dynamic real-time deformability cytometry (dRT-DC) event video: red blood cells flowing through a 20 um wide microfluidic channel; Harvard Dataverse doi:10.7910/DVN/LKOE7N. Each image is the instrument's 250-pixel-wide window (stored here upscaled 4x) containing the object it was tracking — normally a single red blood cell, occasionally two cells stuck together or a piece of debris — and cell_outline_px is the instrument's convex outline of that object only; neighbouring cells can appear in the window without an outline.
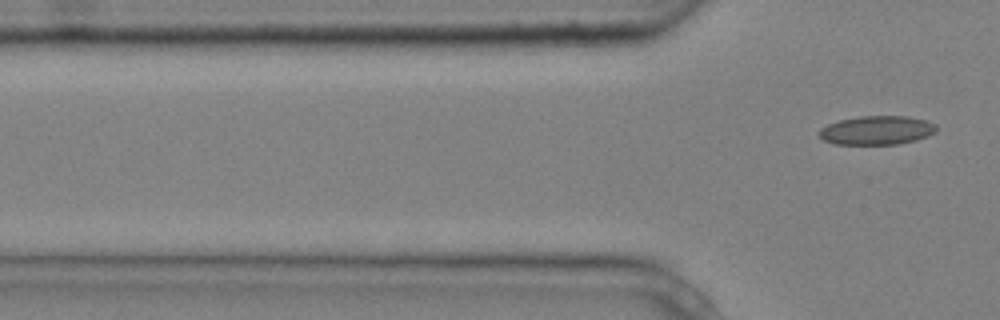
{"species": "common noctule bat (a hibernating species)", "species_latin": "Nyctalus noctula", "temperature_condition": "cold", "stored_images_in_passage": 5, "segment_of_instrument_passage": [2, 2], "camera_frame_rate_fps": 3000, "um_per_image_px": 0.085, "animal": {"sex": "male", "body_mass_g": 20.4}, "frame": {"image": 1, "passage_image": 5, "time_ms": 1.333, "image_size_px": [1000, 320], "cell_outline_px": [[936, 132], [928, 136], [916, 140], [900, 144], [836, 144], [824, 140], [820, 136], [820, 128], [828, 124], [840, 120], [860, 116], [908, 116], [924, 120], [936, 124]], "centroid_in_image_um": [74.56, 11.07], "position_along_channel_um": 51.2, "area_um2": 19.65}}